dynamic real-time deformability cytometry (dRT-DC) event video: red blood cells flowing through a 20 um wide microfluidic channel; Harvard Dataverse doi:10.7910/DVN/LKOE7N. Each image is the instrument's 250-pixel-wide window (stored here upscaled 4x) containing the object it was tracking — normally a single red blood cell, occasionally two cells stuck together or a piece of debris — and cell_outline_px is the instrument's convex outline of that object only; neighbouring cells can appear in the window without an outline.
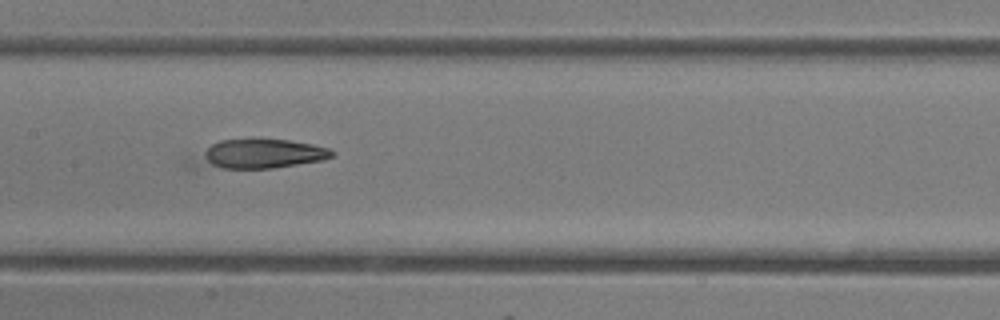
{"species": "common noctule bat (a hibernating species)", "species_latin": "Nyctalus noctula", "temperature_condition": "room temperature", "stored_images_in_passage": 8, "camera_frame_rate_fps": 3000, "um_per_image_px": 0.085, "animal": {"sex": "female"}, "frame": {"image": 1, "passage_image": 8, "time_ms": 8.0, "image_size_px": [1000, 320], "cell_outline_px": [[336, 152], [332, 156], [320, 160], [272, 168], [196, 172], [184, 168], [184, 160], [212, 144], [220, 140], [252, 136], [288, 140], [312, 144], [328, 148]], "centroid_in_image_um": [21.63, 13.14], "position_along_channel_um": 185.8, "area_um2": 26.18}}